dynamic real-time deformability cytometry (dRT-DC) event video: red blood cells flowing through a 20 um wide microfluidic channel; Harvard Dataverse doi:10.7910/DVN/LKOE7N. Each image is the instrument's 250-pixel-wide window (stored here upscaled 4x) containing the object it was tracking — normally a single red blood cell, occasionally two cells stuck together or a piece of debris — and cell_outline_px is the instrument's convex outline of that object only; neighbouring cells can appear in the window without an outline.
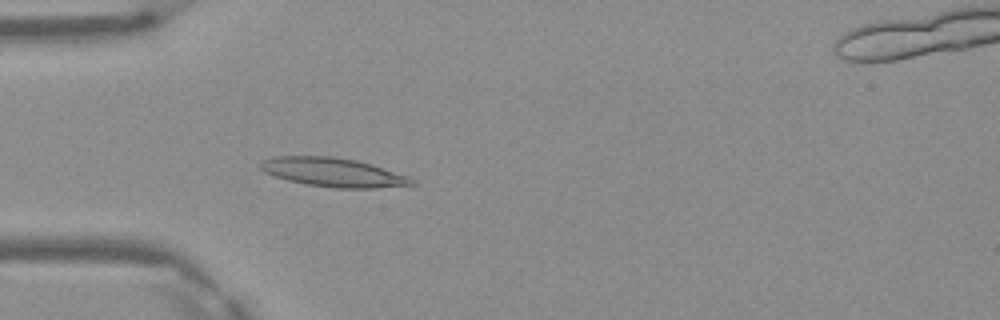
{"species": "Egyptian fruit bat (a non-hibernating species)", "species_latin": "Rousettus aegyptiacus", "temperature_condition": "warm", "stored_images_in_passage": 48, "camera_frame_rate_fps": 3000, "um_per_image_px": 0.085, "frame": {"image": 1, "passage_image": 14, "time_ms": 4.333, "image_size_px": [1000, 320], "cell_outline_px": [[416, 184], [376, 188], [336, 188], [308, 184], [288, 180], [264, 172], [260, 168], [260, 164], [264, 160], [276, 156], [332, 156], [356, 160], [372, 164], [408, 176], [416, 180]], "centroid_in_image_um": [28.35, 14.64], "position_along_channel_um": 56.6, "area_um2": 25.32}}
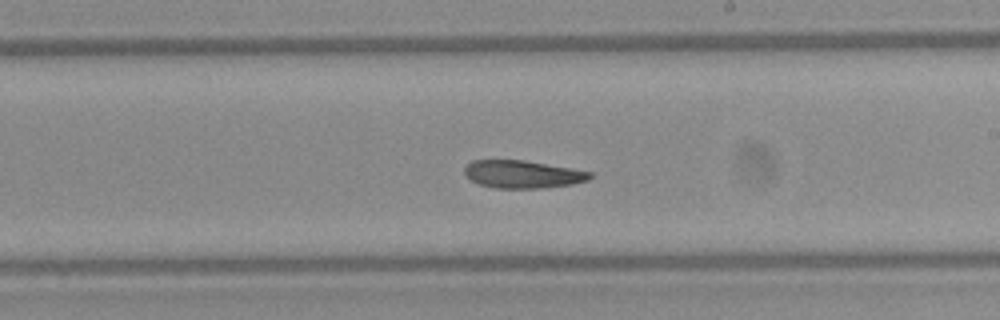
{"frame": {"image": 2, "passage_image": 28, "time_ms": 9.0, "image_size_px": [1000, 320], "cell_outline_px": [[592, 176], [588, 180], [572, 184], [544, 188], [496, 188], [480, 184], [472, 180], [464, 172], [464, 168], [472, 160], [524, 160], [572, 168], [592, 172]], "centroid_in_image_um": [44.45, 14.81], "position_along_channel_um": 244.6, "area_um2": 20.17}}
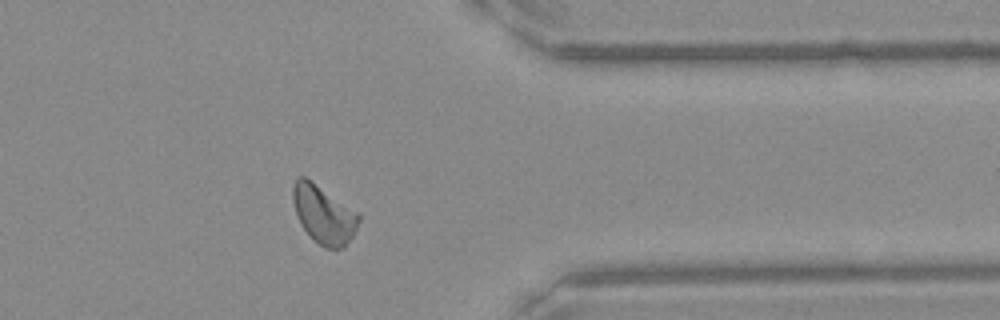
{"frame": {"image": 3, "passage_image": 39, "time_ms": 12.667, "image_size_px": [1000, 320], "cell_outline_px": [[360, 220], [352, 236], [344, 248], [324, 248], [300, 224], [292, 200], [292, 188], [296, 180], [300, 176], [304, 176], [356, 212], [360, 216]], "centroid_in_image_um": [27.5, 18.24], "position_along_channel_um": 383.9, "area_um2": 21.56}, "authors_computed_cell_mechanics": {"area_um2": 21.8195, "velocity_mm_per_s": 4.1337, "shape_relaxation_time_tau1_ms": 6.6423, "shape_relaxation_time_tau2_ms": 4.8334, "deformation_change_tau1": 0.1933, "deformation_change_tau2": 0.1301}}